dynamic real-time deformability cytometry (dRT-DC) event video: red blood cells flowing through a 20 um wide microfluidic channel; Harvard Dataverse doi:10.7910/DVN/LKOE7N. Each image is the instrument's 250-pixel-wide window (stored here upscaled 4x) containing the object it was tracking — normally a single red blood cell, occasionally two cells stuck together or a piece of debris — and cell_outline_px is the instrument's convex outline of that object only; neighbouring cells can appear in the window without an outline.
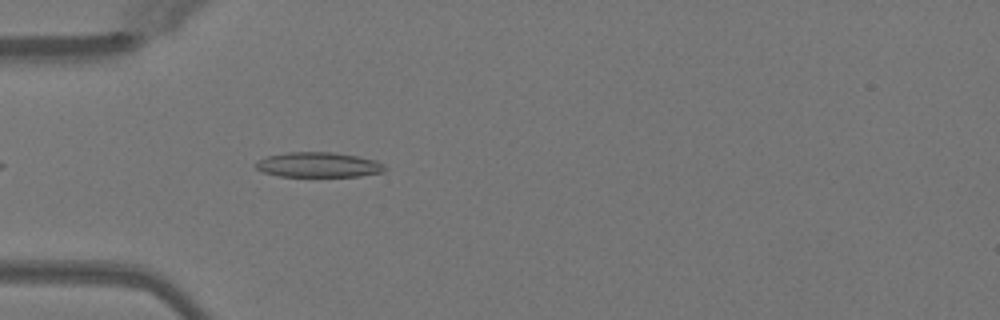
{"species": "Egyptian fruit bat (a non-hibernating species)", "species_latin": "Rousettus aegyptiacus", "temperature_condition": "warm", "stored_images_in_passage": 39, "camera_frame_rate_fps": 3000, "um_per_image_px": 0.085, "animal": {"sex": "female"}, "frame": {"image": 1, "passage_image": 4, "time_ms": 1.0, "image_size_px": [1000, 320], "cell_outline_px": [[388, 168], [384, 172], [360, 176], [280, 176], [264, 172], [256, 168], [252, 164], [256, 160], [268, 156], [288, 152], [332, 152], [356, 156], [376, 160], [384, 164]], "centroid_in_image_um": [27.07, 14.0], "position_along_channel_um": 57.9, "area_um2": 18.9}}
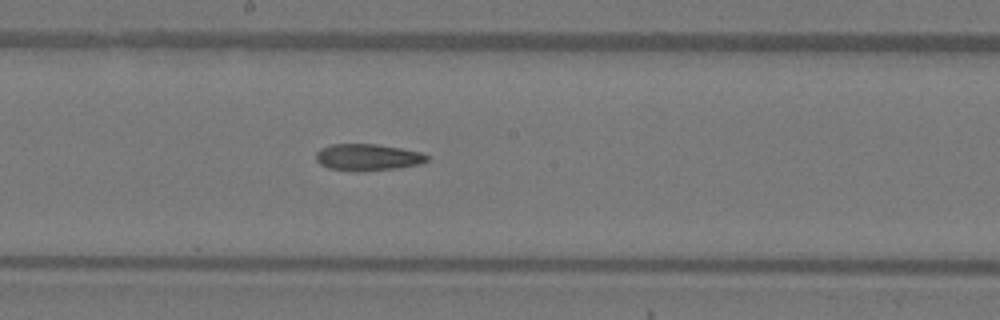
{"frame": {"image": 2, "passage_image": 16, "time_ms": 5.0, "image_size_px": [1000, 320], "cell_outline_px": [[428, 160], [420, 164], [396, 168], [356, 172], [328, 168], [320, 164], [316, 160], [316, 152], [320, 148], [332, 144], [376, 144], [400, 148], [420, 152], [428, 156]], "centroid_in_image_um": [31.22, 13.37], "position_along_channel_um": 217.0, "area_um2": 17.28}}
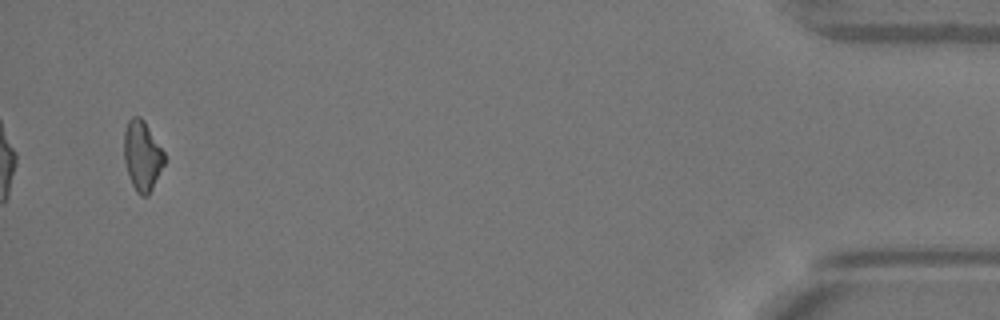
{"frame": {"image": 3, "passage_image": 37, "time_ms": 12.0, "image_size_px": [1000, 320], "cell_outline_px": [[164, 164], [148, 196], [140, 196], [136, 192], [132, 184], [124, 160], [124, 132], [128, 120], [132, 116], [140, 116], [144, 120], [164, 152]], "centroid_in_image_um": [12.08, 13.22], "position_along_channel_um": 423.1, "area_um2": 16.3}, "authors_computed_cell_mechanics": {"area_um2": 17.2244, "velocity_mm_per_s": 4.084, "shape_relaxation_time_tau1_ms": 10.4578, "shape_relaxation_time_tau2_ms": null, "deformation_change_tau1": 0.2197, "deformation_change_tau2": null}}